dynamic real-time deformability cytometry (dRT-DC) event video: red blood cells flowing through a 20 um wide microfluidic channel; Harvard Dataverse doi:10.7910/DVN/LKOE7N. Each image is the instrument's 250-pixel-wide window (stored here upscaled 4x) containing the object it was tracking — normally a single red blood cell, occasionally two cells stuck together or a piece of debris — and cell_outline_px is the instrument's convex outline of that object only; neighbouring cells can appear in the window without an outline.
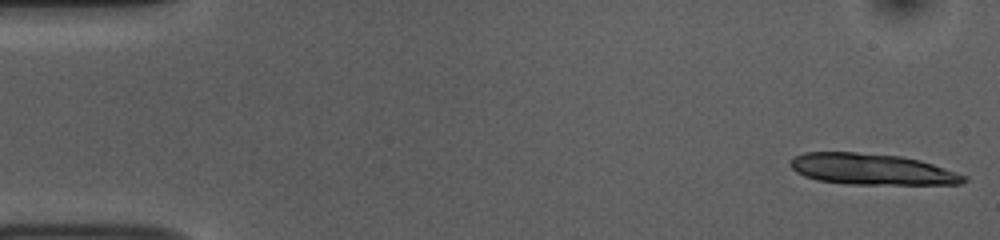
{"species": "common noctule bat (a hibernating species)", "species_latin": "Nyctalus noctula", "temperature_condition": "room temperature", "stored_images_in_passage": 14, "camera_frame_rate_fps": 3000, "um_per_image_px": 0.085, "animal": {"sex": "female", "body_mass_g": 10.0, "forearm_length_mm": 53.1}, "frame": {"image": 1, "passage_image": 1, "time_ms": 0.0, "image_size_px": [1000, 240], "cell_outline_px": [[968, 180], [960, 184], [848, 184], [816, 180], [804, 176], [796, 172], [788, 164], [788, 160], [804, 152], [856, 152], [900, 156], [920, 160], [968, 176]], "centroid_in_image_um": [74.07, 14.38], "position_along_channel_um": 10.9, "area_um2": 31.5}}